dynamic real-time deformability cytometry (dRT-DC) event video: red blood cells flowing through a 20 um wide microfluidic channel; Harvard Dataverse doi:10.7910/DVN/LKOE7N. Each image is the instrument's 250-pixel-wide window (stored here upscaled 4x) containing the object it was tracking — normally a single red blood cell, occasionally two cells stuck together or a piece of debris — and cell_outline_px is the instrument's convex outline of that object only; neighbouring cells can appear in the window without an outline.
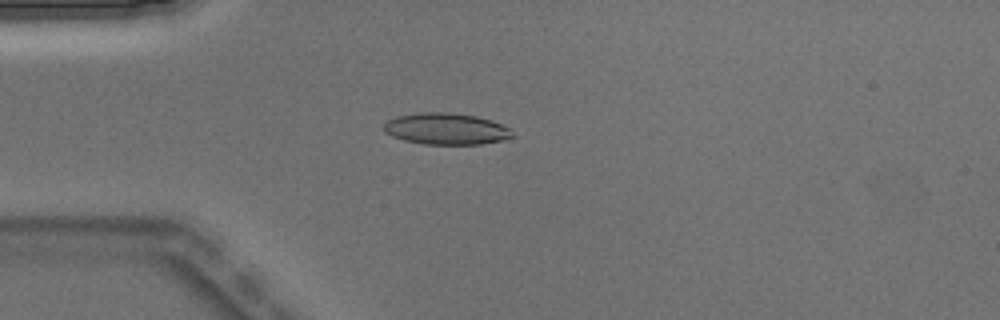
{"species": "Egyptian fruit bat (a non-hibernating species)", "species_latin": "Rousettus aegyptiacus", "temperature_condition": "warm", "stored_images_in_passage": 4, "camera_frame_rate_fps": 3000, "um_per_image_px": 0.085, "animal": {"sex": "male"}, "frame": {"image": 1, "passage_image": 4, "time_ms": 1.0, "image_size_px": [1000, 320], "cell_outline_px": [[516, 136], [504, 140], [480, 144], [424, 144], [404, 140], [392, 136], [384, 132], [384, 124], [388, 120], [396, 116], [420, 112], [448, 112], [476, 116], [492, 120], [508, 128]], "centroid_in_image_um": [37.92, 10.95], "position_along_channel_um": 47.1, "area_um2": 23.64}}